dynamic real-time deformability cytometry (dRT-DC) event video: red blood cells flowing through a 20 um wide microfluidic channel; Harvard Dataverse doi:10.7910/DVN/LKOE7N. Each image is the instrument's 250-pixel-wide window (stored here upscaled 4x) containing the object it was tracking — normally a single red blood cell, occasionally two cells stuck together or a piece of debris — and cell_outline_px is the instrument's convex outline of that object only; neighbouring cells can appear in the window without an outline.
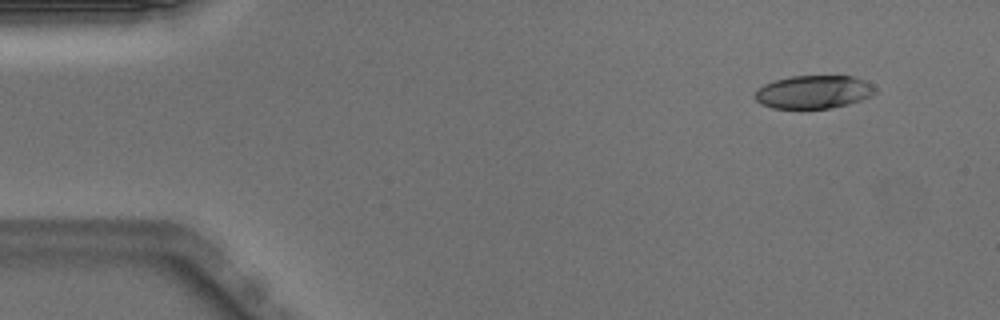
{"species": "Egyptian fruit bat (a non-hibernating species)", "species_latin": "Rousettus aegyptiacus", "temperature_condition": "warm", "stored_images_in_passage": 49, "camera_frame_rate_fps": 3000, "um_per_image_px": 0.085, "animal": {"sex": "male"}, "frame": {"image": 1, "passage_image": 3, "time_ms": 0.667, "image_size_px": [1000, 320], "cell_outline_px": [[876, 92], [872, 96], [848, 104], [828, 108], [772, 108], [760, 104], [752, 96], [764, 84], [776, 80], [792, 76], [852, 76], [864, 80], [872, 84], [876, 88]], "centroid_in_image_um": [69.16, 7.82], "position_along_channel_um": 15.8, "area_um2": 23.18}}
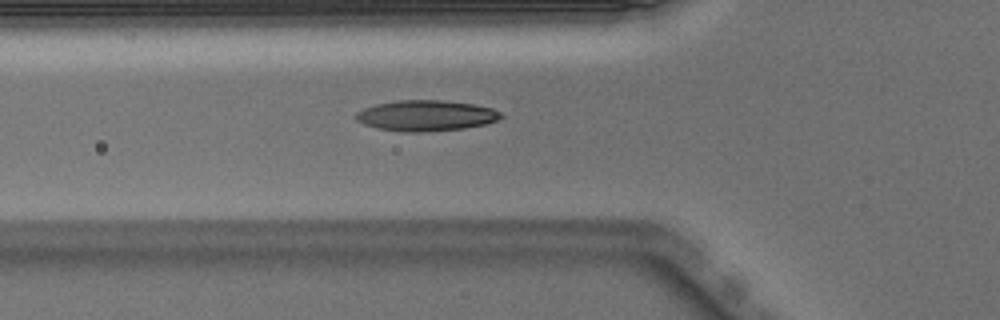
{"frame": {"image": 2, "passage_image": 16, "time_ms": 5.0, "image_size_px": [1000, 320], "cell_outline_px": [[504, 116], [496, 120], [484, 124], [464, 128], [420, 132], [404, 132], [376, 128], [364, 124], [356, 120], [356, 112], [364, 108], [376, 104], [396, 100], [444, 100], [472, 104], [492, 108], [500, 112]], "centroid_in_image_um": [36.18, 9.82], "position_along_channel_um": 89.6, "area_um2": 25.89}}
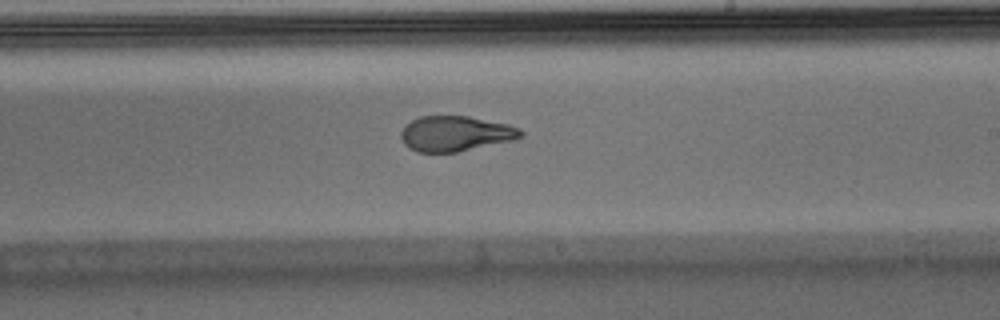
{"frame": {"image": 3, "passage_image": 28, "time_ms": 9.0, "image_size_px": [1000, 320], "cell_outline_px": [[524, 136], [512, 140], [456, 152], [416, 152], [408, 148], [404, 144], [400, 136], [400, 132], [412, 120], [420, 116], [468, 116], [508, 124], [520, 128], [524, 132]], "centroid_in_image_um": [38.72, 11.36], "position_along_channel_um": 250.3, "area_um2": 24.57}, "authors_computed_cell_mechanics": {"area_um2": 25.143, "velocity_mm_per_s": 4.0027, "shape_relaxation_time_tau1_ms": 6.9276, "shape_relaxation_time_tau2_ms": 1.2562, "deformation_change_tau1": 0.2543, "deformation_change_tau2": 0.0882}}